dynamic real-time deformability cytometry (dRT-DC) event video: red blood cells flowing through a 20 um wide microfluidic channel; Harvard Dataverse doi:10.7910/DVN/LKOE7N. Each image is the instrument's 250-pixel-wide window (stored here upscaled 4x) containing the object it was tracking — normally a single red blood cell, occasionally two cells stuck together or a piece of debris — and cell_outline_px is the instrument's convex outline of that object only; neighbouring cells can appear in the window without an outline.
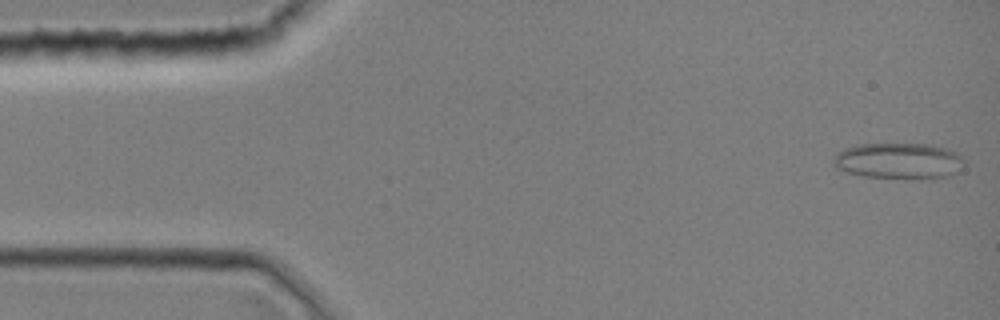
{"species": "common noctule bat (a hibernating species)", "species_latin": "Nyctalus noctula", "temperature_condition": "room temperature", "stored_images_in_passage": 10, "camera_frame_rate_fps": 3000, "um_per_image_px": 0.085, "animal": {"sex": "female", "body_mass_g": 19.0, "forearm_length_mm": 51.5}, "frame": {"image": 1, "passage_image": 1, "time_ms": 0.0, "image_size_px": [1000, 320], "cell_outline_px": [[960, 160], [956, 172], [952, 176], [864, 176], [848, 172], [836, 168], [832, 164], [832, 160], [836, 152], [844, 148], [860, 144], [928, 144], [948, 148], [956, 152], [960, 156]], "centroid_in_image_um": [76.28, 13.62], "position_along_channel_um": 8.7, "area_um2": 26.36}}
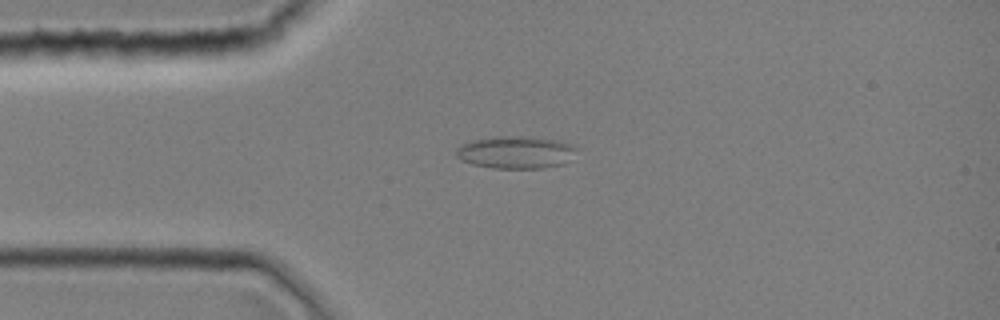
{"frame": {"image": 2, "passage_image": 9, "time_ms": 2.667, "image_size_px": [1000, 320], "cell_outline_px": [[576, 148], [564, 164], [540, 168], [492, 168], [472, 164], [460, 160], [456, 156], [456, 148], [460, 144], [472, 140], [496, 136], [512, 136], [556, 140], [568, 144]], "centroid_in_image_um": [43.73, 12.95], "position_along_channel_um": 41.3, "area_um2": 22.37}}